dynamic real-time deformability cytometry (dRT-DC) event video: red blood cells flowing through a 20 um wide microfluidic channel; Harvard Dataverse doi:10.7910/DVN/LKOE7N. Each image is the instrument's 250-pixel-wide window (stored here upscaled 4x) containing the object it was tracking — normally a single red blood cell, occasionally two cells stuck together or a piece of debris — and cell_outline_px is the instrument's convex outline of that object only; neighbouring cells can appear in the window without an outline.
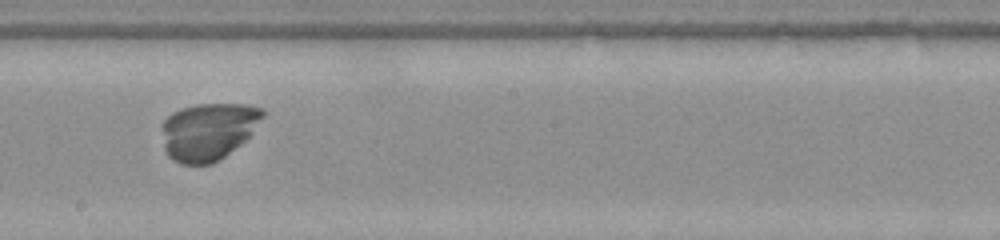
{"species": "common noctule bat (a hibernating species)", "species_latin": "Nyctalus noctula", "temperature_condition": "warm", "stored_images_in_passage": 37, "camera_frame_rate_fps": 3000, "um_per_image_px": 0.085, "animal": {"sex": "female", "body_mass_g": 22.0, "forearm_length_mm": 56.7}, "frame": {"image": 1, "passage_image": 16, "time_ms": 5.0, "image_size_px": [1000, 240], "cell_outline_px": [[264, 116], [252, 132], [240, 144], [224, 156], [212, 164], [180, 164], [172, 160], [168, 156], [164, 148], [160, 124], [172, 112], [180, 108], [196, 104], [244, 104], [264, 108]], "centroid_in_image_um": [17.66, 11.15], "position_along_channel_um": 230.5, "area_um2": 33.87}}